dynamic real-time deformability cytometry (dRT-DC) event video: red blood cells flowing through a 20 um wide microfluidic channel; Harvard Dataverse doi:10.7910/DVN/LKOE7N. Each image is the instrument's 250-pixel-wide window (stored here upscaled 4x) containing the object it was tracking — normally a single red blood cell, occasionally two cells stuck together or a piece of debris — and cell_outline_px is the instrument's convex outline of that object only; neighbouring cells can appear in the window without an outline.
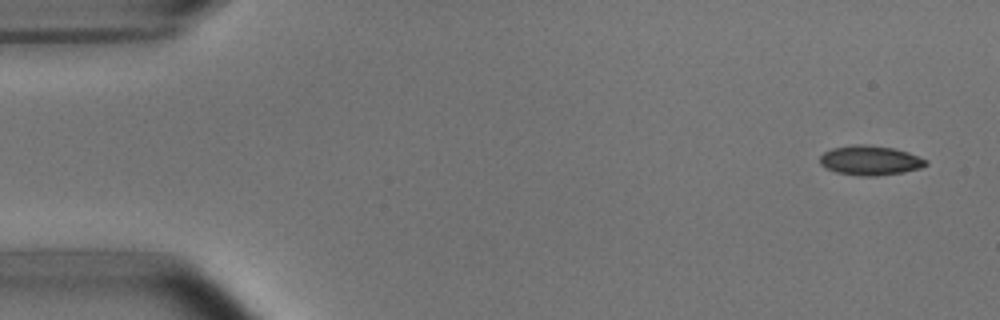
{"species": "common noctule bat (a hibernating species)", "species_latin": "Nyctalus noctula", "temperature_condition": "room temperature", "stored_images_in_passage": 6, "camera_frame_rate_fps": 3000, "um_per_image_px": 0.085, "animal": {"sex": "male", "body_mass_g": 15.6}, "frame": {"image": 1, "passage_image": 1, "time_ms": 0.0, "image_size_px": [1000, 320], "cell_outline_px": [[928, 164], [920, 168], [904, 172], [876, 176], [860, 176], [836, 172], [820, 164], [820, 156], [824, 152], [832, 148], [856, 144], [864, 144], [892, 148], [908, 152], [928, 160]], "centroid_in_image_um": [73.97, 13.63], "position_along_channel_um": 11.0, "area_um2": 18.21}}